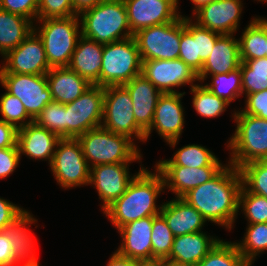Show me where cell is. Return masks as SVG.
I'll list each match as a JSON object with an SVG mask.
<instances>
[{
	"label": "cell",
	"mask_w": 267,
	"mask_h": 266,
	"mask_svg": "<svg viewBox=\"0 0 267 266\" xmlns=\"http://www.w3.org/2000/svg\"><path fill=\"white\" fill-rule=\"evenodd\" d=\"M241 188L239 169L228 163L214 178L191 189L182 198L206 221L231 231L239 212Z\"/></svg>",
	"instance_id": "6da1fadb"
},
{
	"label": "cell",
	"mask_w": 267,
	"mask_h": 266,
	"mask_svg": "<svg viewBox=\"0 0 267 266\" xmlns=\"http://www.w3.org/2000/svg\"><path fill=\"white\" fill-rule=\"evenodd\" d=\"M154 171L144 167L125 193L103 211L117 230L129 222L160 214L163 204L158 206L156 200L164 193L165 183L162 174L156 168Z\"/></svg>",
	"instance_id": "7a4b0ae2"
},
{
	"label": "cell",
	"mask_w": 267,
	"mask_h": 266,
	"mask_svg": "<svg viewBox=\"0 0 267 266\" xmlns=\"http://www.w3.org/2000/svg\"><path fill=\"white\" fill-rule=\"evenodd\" d=\"M81 35L108 44L133 37L123 0H103L78 15Z\"/></svg>",
	"instance_id": "3957f363"
},
{
	"label": "cell",
	"mask_w": 267,
	"mask_h": 266,
	"mask_svg": "<svg viewBox=\"0 0 267 266\" xmlns=\"http://www.w3.org/2000/svg\"><path fill=\"white\" fill-rule=\"evenodd\" d=\"M234 134L226 145L230 158L228 163L236 168L253 162L267 160V120L235 110Z\"/></svg>",
	"instance_id": "277c9868"
},
{
	"label": "cell",
	"mask_w": 267,
	"mask_h": 266,
	"mask_svg": "<svg viewBox=\"0 0 267 266\" xmlns=\"http://www.w3.org/2000/svg\"><path fill=\"white\" fill-rule=\"evenodd\" d=\"M77 139L90 168L99 164L140 162L143 157L133 140L101 126L87 131Z\"/></svg>",
	"instance_id": "5b68a950"
},
{
	"label": "cell",
	"mask_w": 267,
	"mask_h": 266,
	"mask_svg": "<svg viewBox=\"0 0 267 266\" xmlns=\"http://www.w3.org/2000/svg\"><path fill=\"white\" fill-rule=\"evenodd\" d=\"M35 24L33 30L43 42L49 66L67 67L81 36L79 16L36 20Z\"/></svg>",
	"instance_id": "8992f818"
},
{
	"label": "cell",
	"mask_w": 267,
	"mask_h": 266,
	"mask_svg": "<svg viewBox=\"0 0 267 266\" xmlns=\"http://www.w3.org/2000/svg\"><path fill=\"white\" fill-rule=\"evenodd\" d=\"M142 61L134 37L104 44L100 86L124 85L141 74Z\"/></svg>",
	"instance_id": "52a82bcc"
},
{
	"label": "cell",
	"mask_w": 267,
	"mask_h": 266,
	"mask_svg": "<svg viewBox=\"0 0 267 266\" xmlns=\"http://www.w3.org/2000/svg\"><path fill=\"white\" fill-rule=\"evenodd\" d=\"M101 127L131 140L145 143V132L136 124L133 102L123 85L104 87L103 119Z\"/></svg>",
	"instance_id": "ba28073f"
},
{
	"label": "cell",
	"mask_w": 267,
	"mask_h": 266,
	"mask_svg": "<svg viewBox=\"0 0 267 266\" xmlns=\"http://www.w3.org/2000/svg\"><path fill=\"white\" fill-rule=\"evenodd\" d=\"M49 167L62 189L67 190L89 184L90 167L77 138L59 140Z\"/></svg>",
	"instance_id": "9c48e42d"
},
{
	"label": "cell",
	"mask_w": 267,
	"mask_h": 266,
	"mask_svg": "<svg viewBox=\"0 0 267 266\" xmlns=\"http://www.w3.org/2000/svg\"><path fill=\"white\" fill-rule=\"evenodd\" d=\"M141 61L178 59L181 41V16L168 23L142 29L133 35Z\"/></svg>",
	"instance_id": "30bf717a"
},
{
	"label": "cell",
	"mask_w": 267,
	"mask_h": 266,
	"mask_svg": "<svg viewBox=\"0 0 267 266\" xmlns=\"http://www.w3.org/2000/svg\"><path fill=\"white\" fill-rule=\"evenodd\" d=\"M104 87L92 85L80 97L66 104L65 138H78L101 126Z\"/></svg>",
	"instance_id": "8fae6325"
},
{
	"label": "cell",
	"mask_w": 267,
	"mask_h": 266,
	"mask_svg": "<svg viewBox=\"0 0 267 266\" xmlns=\"http://www.w3.org/2000/svg\"><path fill=\"white\" fill-rule=\"evenodd\" d=\"M0 84L23 103L33 120L53 101L46 75L0 73Z\"/></svg>",
	"instance_id": "7c38bea8"
},
{
	"label": "cell",
	"mask_w": 267,
	"mask_h": 266,
	"mask_svg": "<svg viewBox=\"0 0 267 266\" xmlns=\"http://www.w3.org/2000/svg\"><path fill=\"white\" fill-rule=\"evenodd\" d=\"M2 58L0 73L46 75L51 69L43 42L34 30Z\"/></svg>",
	"instance_id": "4fadbf2b"
},
{
	"label": "cell",
	"mask_w": 267,
	"mask_h": 266,
	"mask_svg": "<svg viewBox=\"0 0 267 266\" xmlns=\"http://www.w3.org/2000/svg\"><path fill=\"white\" fill-rule=\"evenodd\" d=\"M185 92L163 93L155 108L153 122L145 132V141L155 130L169 147H176L182 135L185 123L182 97Z\"/></svg>",
	"instance_id": "5bb4252c"
},
{
	"label": "cell",
	"mask_w": 267,
	"mask_h": 266,
	"mask_svg": "<svg viewBox=\"0 0 267 266\" xmlns=\"http://www.w3.org/2000/svg\"><path fill=\"white\" fill-rule=\"evenodd\" d=\"M141 75L162 93H177L173 87L188 84L190 89L199 81L198 73L181 59L142 61Z\"/></svg>",
	"instance_id": "9a60e30c"
},
{
	"label": "cell",
	"mask_w": 267,
	"mask_h": 266,
	"mask_svg": "<svg viewBox=\"0 0 267 266\" xmlns=\"http://www.w3.org/2000/svg\"><path fill=\"white\" fill-rule=\"evenodd\" d=\"M130 164H99L90 168L88 185L96 188L99 199L103 202L101 204V211H104L120 198L127 190L133 178L144 168L141 164L139 171L132 175L129 171Z\"/></svg>",
	"instance_id": "2e32d148"
},
{
	"label": "cell",
	"mask_w": 267,
	"mask_h": 266,
	"mask_svg": "<svg viewBox=\"0 0 267 266\" xmlns=\"http://www.w3.org/2000/svg\"><path fill=\"white\" fill-rule=\"evenodd\" d=\"M128 24L134 35L138 31L163 23L173 22L181 16L179 0H123Z\"/></svg>",
	"instance_id": "e0dca14e"
},
{
	"label": "cell",
	"mask_w": 267,
	"mask_h": 266,
	"mask_svg": "<svg viewBox=\"0 0 267 266\" xmlns=\"http://www.w3.org/2000/svg\"><path fill=\"white\" fill-rule=\"evenodd\" d=\"M242 0H215L192 14L200 27L219 34H234L240 26Z\"/></svg>",
	"instance_id": "ac0fdd59"
},
{
	"label": "cell",
	"mask_w": 267,
	"mask_h": 266,
	"mask_svg": "<svg viewBox=\"0 0 267 266\" xmlns=\"http://www.w3.org/2000/svg\"><path fill=\"white\" fill-rule=\"evenodd\" d=\"M153 216L129 222L118 229L122 241L117 252L139 262H152Z\"/></svg>",
	"instance_id": "d6986e66"
},
{
	"label": "cell",
	"mask_w": 267,
	"mask_h": 266,
	"mask_svg": "<svg viewBox=\"0 0 267 266\" xmlns=\"http://www.w3.org/2000/svg\"><path fill=\"white\" fill-rule=\"evenodd\" d=\"M220 240L203 231L175 236L171 252L164 261L179 266H196Z\"/></svg>",
	"instance_id": "ffe728a7"
},
{
	"label": "cell",
	"mask_w": 267,
	"mask_h": 266,
	"mask_svg": "<svg viewBox=\"0 0 267 266\" xmlns=\"http://www.w3.org/2000/svg\"><path fill=\"white\" fill-rule=\"evenodd\" d=\"M61 138L34 121L17 130L19 155H26L32 160L47 161L50 165L57 143Z\"/></svg>",
	"instance_id": "44dd1931"
},
{
	"label": "cell",
	"mask_w": 267,
	"mask_h": 266,
	"mask_svg": "<svg viewBox=\"0 0 267 266\" xmlns=\"http://www.w3.org/2000/svg\"><path fill=\"white\" fill-rule=\"evenodd\" d=\"M225 166H206L188 168L185 166H155L162 174L165 189L173 192L175 197H183L191 189L214 178Z\"/></svg>",
	"instance_id": "7402d4cb"
},
{
	"label": "cell",
	"mask_w": 267,
	"mask_h": 266,
	"mask_svg": "<svg viewBox=\"0 0 267 266\" xmlns=\"http://www.w3.org/2000/svg\"><path fill=\"white\" fill-rule=\"evenodd\" d=\"M123 86L133 102L136 124L146 132L153 122L156 104L163 93L141 74Z\"/></svg>",
	"instance_id": "603a6c76"
},
{
	"label": "cell",
	"mask_w": 267,
	"mask_h": 266,
	"mask_svg": "<svg viewBox=\"0 0 267 266\" xmlns=\"http://www.w3.org/2000/svg\"><path fill=\"white\" fill-rule=\"evenodd\" d=\"M241 58L239 41L234 34H222L215 42L211 55L204 62L198 73L199 82H203L208 75L224 74L240 67Z\"/></svg>",
	"instance_id": "cb8c5ba5"
},
{
	"label": "cell",
	"mask_w": 267,
	"mask_h": 266,
	"mask_svg": "<svg viewBox=\"0 0 267 266\" xmlns=\"http://www.w3.org/2000/svg\"><path fill=\"white\" fill-rule=\"evenodd\" d=\"M160 214L164 217L174 236L200 232L207 221L182 197L163 202Z\"/></svg>",
	"instance_id": "d4e9b609"
},
{
	"label": "cell",
	"mask_w": 267,
	"mask_h": 266,
	"mask_svg": "<svg viewBox=\"0 0 267 266\" xmlns=\"http://www.w3.org/2000/svg\"><path fill=\"white\" fill-rule=\"evenodd\" d=\"M103 47L104 44L81 35L67 67L91 85L100 86Z\"/></svg>",
	"instance_id": "484cf974"
},
{
	"label": "cell",
	"mask_w": 267,
	"mask_h": 266,
	"mask_svg": "<svg viewBox=\"0 0 267 266\" xmlns=\"http://www.w3.org/2000/svg\"><path fill=\"white\" fill-rule=\"evenodd\" d=\"M37 220L25 209L5 229L10 238L12 250L21 265L40 264L36 258L35 236L29 228L33 223L36 224Z\"/></svg>",
	"instance_id": "4316f807"
},
{
	"label": "cell",
	"mask_w": 267,
	"mask_h": 266,
	"mask_svg": "<svg viewBox=\"0 0 267 266\" xmlns=\"http://www.w3.org/2000/svg\"><path fill=\"white\" fill-rule=\"evenodd\" d=\"M53 101L73 102L92 85L68 67H52L46 74Z\"/></svg>",
	"instance_id": "83f0119b"
},
{
	"label": "cell",
	"mask_w": 267,
	"mask_h": 266,
	"mask_svg": "<svg viewBox=\"0 0 267 266\" xmlns=\"http://www.w3.org/2000/svg\"><path fill=\"white\" fill-rule=\"evenodd\" d=\"M32 31L30 19L0 9V55L16 48Z\"/></svg>",
	"instance_id": "f1b7e54d"
},
{
	"label": "cell",
	"mask_w": 267,
	"mask_h": 266,
	"mask_svg": "<svg viewBox=\"0 0 267 266\" xmlns=\"http://www.w3.org/2000/svg\"><path fill=\"white\" fill-rule=\"evenodd\" d=\"M238 41L241 61L266 57V18H252Z\"/></svg>",
	"instance_id": "f546056e"
},
{
	"label": "cell",
	"mask_w": 267,
	"mask_h": 266,
	"mask_svg": "<svg viewBox=\"0 0 267 266\" xmlns=\"http://www.w3.org/2000/svg\"><path fill=\"white\" fill-rule=\"evenodd\" d=\"M155 166H185L200 168L206 166H226L208 148L198 144H189L176 151L172 159H162Z\"/></svg>",
	"instance_id": "4dcf8cb0"
},
{
	"label": "cell",
	"mask_w": 267,
	"mask_h": 266,
	"mask_svg": "<svg viewBox=\"0 0 267 266\" xmlns=\"http://www.w3.org/2000/svg\"><path fill=\"white\" fill-rule=\"evenodd\" d=\"M234 243L245 260L252 266L256 256L267 250V223L249 224L242 241Z\"/></svg>",
	"instance_id": "1f68e13d"
},
{
	"label": "cell",
	"mask_w": 267,
	"mask_h": 266,
	"mask_svg": "<svg viewBox=\"0 0 267 266\" xmlns=\"http://www.w3.org/2000/svg\"><path fill=\"white\" fill-rule=\"evenodd\" d=\"M240 71L245 97L267 89V57L241 61Z\"/></svg>",
	"instance_id": "d6a6232c"
},
{
	"label": "cell",
	"mask_w": 267,
	"mask_h": 266,
	"mask_svg": "<svg viewBox=\"0 0 267 266\" xmlns=\"http://www.w3.org/2000/svg\"><path fill=\"white\" fill-rule=\"evenodd\" d=\"M200 84L194 85L190 91L194 94L192 105L197 114L204 118H215L223 114L230 103L213 94L202 83Z\"/></svg>",
	"instance_id": "836d02e7"
},
{
	"label": "cell",
	"mask_w": 267,
	"mask_h": 266,
	"mask_svg": "<svg viewBox=\"0 0 267 266\" xmlns=\"http://www.w3.org/2000/svg\"><path fill=\"white\" fill-rule=\"evenodd\" d=\"M196 266H251L234 242L220 240Z\"/></svg>",
	"instance_id": "e575fe53"
},
{
	"label": "cell",
	"mask_w": 267,
	"mask_h": 266,
	"mask_svg": "<svg viewBox=\"0 0 267 266\" xmlns=\"http://www.w3.org/2000/svg\"><path fill=\"white\" fill-rule=\"evenodd\" d=\"M211 83L204 84L213 94L223 98L228 103L243 95L240 67L224 74L210 75Z\"/></svg>",
	"instance_id": "d590c367"
},
{
	"label": "cell",
	"mask_w": 267,
	"mask_h": 266,
	"mask_svg": "<svg viewBox=\"0 0 267 266\" xmlns=\"http://www.w3.org/2000/svg\"><path fill=\"white\" fill-rule=\"evenodd\" d=\"M174 234L161 214L153 216L152 226V262L164 261L170 254Z\"/></svg>",
	"instance_id": "8d00e7d4"
},
{
	"label": "cell",
	"mask_w": 267,
	"mask_h": 266,
	"mask_svg": "<svg viewBox=\"0 0 267 266\" xmlns=\"http://www.w3.org/2000/svg\"><path fill=\"white\" fill-rule=\"evenodd\" d=\"M242 186L251 193L267 198V161L249 162L239 168Z\"/></svg>",
	"instance_id": "74e56055"
},
{
	"label": "cell",
	"mask_w": 267,
	"mask_h": 266,
	"mask_svg": "<svg viewBox=\"0 0 267 266\" xmlns=\"http://www.w3.org/2000/svg\"><path fill=\"white\" fill-rule=\"evenodd\" d=\"M239 210L249 224L267 223V198L248 192L243 186L239 194Z\"/></svg>",
	"instance_id": "f35d334b"
},
{
	"label": "cell",
	"mask_w": 267,
	"mask_h": 266,
	"mask_svg": "<svg viewBox=\"0 0 267 266\" xmlns=\"http://www.w3.org/2000/svg\"><path fill=\"white\" fill-rule=\"evenodd\" d=\"M0 114L2 115L0 119L13 125L17 130L33 122L23 103L7 91L0 98Z\"/></svg>",
	"instance_id": "ab89813d"
},
{
	"label": "cell",
	"mask_w": 267,
	"mask_h": 266,
	"mask_svg": "<svg viewBox=\"0 0 267 266\" xmlns=\"http://www.w3.org/2000/svg\"><path fill=\"white\" fill-rule=\"evenodd\" d=\"M66 104L52 101L33 120L37 125L52 131L60 138H65Z\"/></svg>",
	"instance_id": "60d3db41"
},
{
	"label": "cell",
	"mask_w": 267,
	"mask_h": 266,
	"mask_svg": "<svg viewBox=\"0 0 267 266\" xmlns=\"http://www.w3.org/2000/svg\"><path fill=\"white\" fill-rule=\"evenodd\" d=\"M221 34L200 27L194 22V41L196 48V72L199 73L204 62L211 55L215 42Z\"/></svg>",
	"instance_id": "b9f144b4"
},
{
	"label": "cell",
	"mask_w": 267,
	"mask_h": 266,
	"mask_svg": "<svg viewBox=\"0 0 267 266\" xmlns=\"http://www.w3.org/2000/svg\"><path fill=\"white\" fill-rule=\"evenodd\" d=\"M179 59L196 71V48L192 17L181 15V41Z\"/></svg>",
	"instance_id": "7bdbcfd3"
},
{
	"label": "cell",
	"mask_w": 267,
	"mask_h": 266,
	"mask_svg": "<svg viewBox=\"0 0 267 266\" xmlns=\"http://www.w3.org/2000/svg\"><path fill=\"white\" fill-rule=\"evenodd\" d=\"M78 15L71 0H39L37 20Z\"/></svg>",
	"instance_id": "ee69618b"
},
{
	"label": "cell",
	"mask_w": 267,
	"mask_h": 266,
	"mask_svg": "<svg viewBox=\"0 0 267 266\" xmlns=\"http://www.w3.org/2000/svg\"><path fill=\"white\" fill-rule=\"evenodd\" d=\"M39 0H0V9L30 19H37Z\"/></svg>",
	"instance_id": "f6af8a7d"
},
{
	"label": "cell",
	"mask_w": 267,
	"mask_h": 266,
	"mask_svg": "<svg viewBox=\"0 0 267 266\" xmlns=\"http://www.w3.org/2000/svg\"><path fill=\"white\" fill-rule=\"evenodd\" d=\"M242 111L267 120V89L249 94L245 99V109Z\"/></svg>",
	"instance_id": "bcb514c9"
},
{
	"label": "cell",
	"mask_w": 267,
	"mask_h": 266,
	"mask_svg": "<svg viewBox=\"0 0 267 266\" xmlns=\"http://www.w3.org/2000/svg\"><path fill=\"white\" fill-rule=\"evenodd\" d=\"M21 157L17 144L14 147L0 149V179L8 177L16 170Z\"/></svg>",
	"instance_id": "7dc6e473"
},
{
	"label": "cell",
	"mask_w": 267,
	"mask_h": 266,
	"mask_svg": "<svg viewBox=\"0 0 267 266\" xmlns=\"http://www.w3.org/2000/svg\"><path fill=\"white\" fill-rule=\"evenodd\" d=\"M24 210L25 208L0 197V231L5 230Z\"/></svg>",
	"instance_id": "c3c4849f"
},
{
	"label": "cell",
	"mask_w": 267,
	"mask_h": 266,
	"mask_svg": "<svg viewBox=\"0 0 267 266\" xmlns=\"http://www.w3.org/2000/svg\"><path fill=\"white\" fill-rule=\"evenodd\" d=\"M12 250L10 238L5 230L0 231V266H20Z\"/></svg>",
	"instance_id": "681fc988"
},
{
	"label": "cell",
	"mask_w": 267,
	"mask_h": 266,
	"mask_svg": "<svg viewBox=\"0 0 267 266\" xmlns=\"http://www.w3.org/2000/svg\"><path fill=\"white\" fill-rule=\"evenodd\" d=\"M17 142V129L0 119V149L14 147Z\"/></svg>",
	"instance_id": "f907efd6"
},
{
	"label": "cell",
	"mask_w": 267,
	"mask_h": 266,
	"mask_svg": "<svg viewBox=\"0 0 267 266\" xmlns=\"http://www.w3.org/2000/svg\"><path fill=\"white\" fill-rule=\"evenodd\" d=\"M140 262L120 255L115 251L109 258L107 266H139Z\"/></svg>",
	"instance_id": "816d5d0a"
},
{
	"label": "cell",
	"mask_w": 267,
	"mask_h": 266,
	"mask_svg": "<svg viewBox=\"0 0 267 266\" xmlns=\"http://www.w3.org/2000/svg\"><path fill=\"white\" fill-rule=\"evenodd\" d=\"M73 3L74 11L79 15L81 12L96 6L103 0H71Z\"/></svg>",
	"instance_id": "f5cc1de1"
},
{
	"label": "cell",
	"mask_w": 267,
	"mask_h": 266,
	"mask_svg": "<svg viewBox=\"0 0 267 266\" xmlns=\"http://www.w3.org/2000/svg\"><path fill=\"white\" fill-rule=\"evenodd\" d=\"M215 0H191V2L194 4L193 14L202 8L205 5H208L209 3L214 2Z\"/></svg>",
	"instance_id": "db71d44e"
},
{
	"label": "cell",
	"mask_w": 267,
	"mask_h": 266,
	"mask_svg": "<svg viewBox=\"0 0 267 266\" xmlns=\"http://www.w3.org/2000/svg\"><path fill=\"white\" fill-rule=\"evenodd\" d=\"M139 266H166L165 261L140 262Z\"/></svg>",
	"instance_id": "11a10c76"
},
{
	"label": "cell",
	"mask_w": 267,
	"mask_h": 266,
	"mask_svg": "<svg viewBox=\"0 0 267 266\" xmlns=\"http://www.w3.org/2000/svg\"><path fill=\"white\" fill-rule=\"evenodd\" d=\"M266 41H267V18H266ZM266 57H267V43H266Z\"/></svg>",
	"instance_id": "9f6ffc18"
},
{
	"label": "cell",
	"mask_w": 267,
	"mask_h": 266,
	"mask_svg": "<svg viewBox=\"0 0 267 266\" xmlns=\"http://www.w3.org/2000/svg\"><path fill=\"white\" fill-rule=\"evenodd\" d=\"M20 266H40L39 264H27V265H20Z\"/></svg>",
	"instance_id": "6f0895ef"
},
{
	"label": "cell",
	"mask_w": 267,
	"mask_h": 266,
	"mask_svg": "<svg viewBox=\"0 0 267 266\" xmlns=\"http://www.w3.org/2000/svg\"><path fill=\"white\" fill-rule=\"evenodd\" d=\"M166 266H179V265H175V264H172V263H166Z\"/></svg>",
	"instance_id": "680465c9"
},
{
	"label": "cell",
	"mask_w": 267,
	"mask_h": 266,
	"mask_svg": "<svg viewBox=\"0 0 267 266\" xmlns=\"http://www.w3.org/2000/svg\"><path fill=\"white\" fill-rule=\"evenodd\" d=\"M256 1H259V2H267V0H256Z\"/></svg>",
	"instance_id": "91938a15"
}]
</instances>
